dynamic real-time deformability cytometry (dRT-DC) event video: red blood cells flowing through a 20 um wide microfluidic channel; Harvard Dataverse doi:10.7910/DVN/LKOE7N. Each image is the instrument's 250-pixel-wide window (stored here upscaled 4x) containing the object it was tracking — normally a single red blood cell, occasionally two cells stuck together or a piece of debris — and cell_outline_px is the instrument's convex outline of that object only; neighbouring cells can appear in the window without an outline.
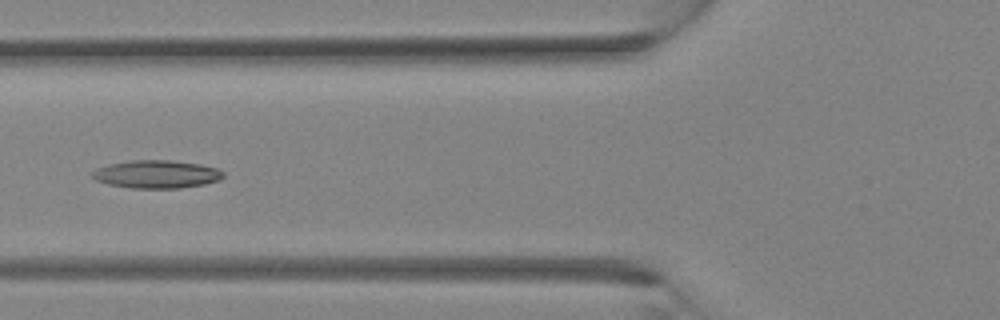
{"species": "Egyptian fruit bat (a non-hibernating species)", "species_latin": "Rousettus aegyptiacus", "temperature_condition": "room temperature", "stored_images_in_passage": 31, "camera_frame_rate_fps": 3000, "um_per_image_px": 0.085, "animal": {"sex": "female"}, "frame": {"image": 1, "passage_image": 11, "time_ms": 3.333, "image_size_px": [1000, 320], "cell_outline_px": [[224, 176], [220, 180], [204, 184], [180, 188], [132, 188], [108, 184], [96, 180], [92, 176], [92, 172], [96, 168], [108, 164], [132, 160], [172, 160], [200, 164], [216, 168], [224, 172]], "centroid_in_image_um": [13.31, 14.8], "position_along_channel_um": 112.5, "area_um2": 21.39}}
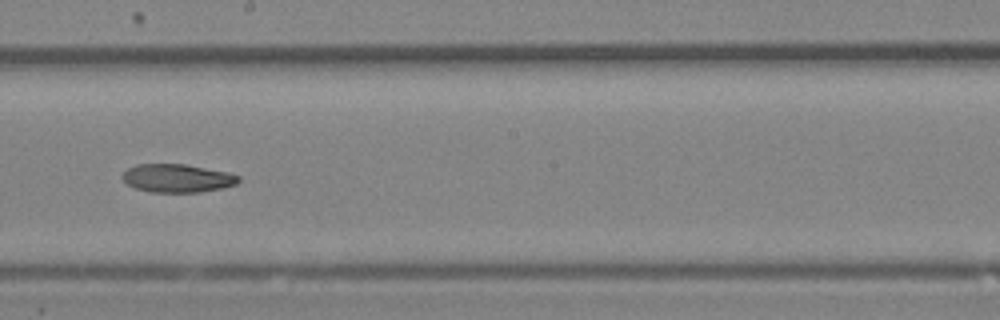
{"frame": {"image": 2, "passage_image": 17, "time_ms": 5.333, "image_size_px": [1000, 320], "cell_outline_px": [[240, 180], [236, 184], [224, 188], [200, 192], [148, 192], [136, 188], [128, 184], [120, 176], [128, 168], [136, 164], [184, 164], [228, 172], [240, 176]], "centroid_in_image_um": [15.08, 15.15], "position_along_channel_um": 233.1, "area_um2": 19.19}}
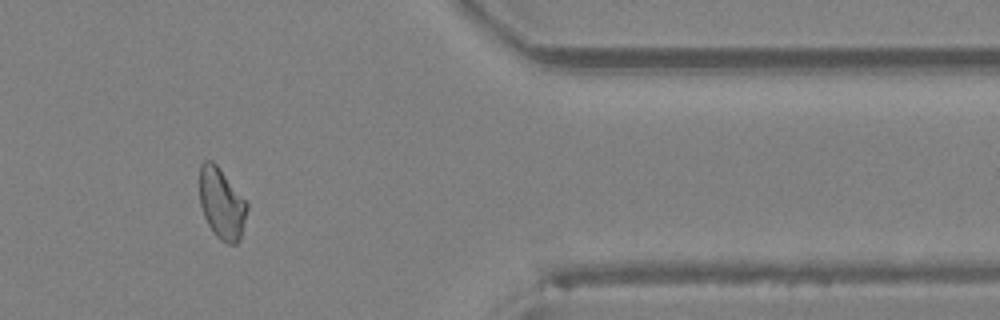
{"frame": {"image": 3, "passage_image": 26, "time_ms": 8.333, "image_size_px": [1000, 320], "cell_outline_px": [[248, 208], [240, 240], [236, 244], [228, 244], [220, 240], [216, 236], [208, 224], [204, 216], [200, 204], [200, 164], [204, 160], [212, 160], [220, 168], [248, 204]], "centroid_in_image_um": [18.84, 17.31], "position_along_channel_um": 392.6, "area_um2": 19.59}}